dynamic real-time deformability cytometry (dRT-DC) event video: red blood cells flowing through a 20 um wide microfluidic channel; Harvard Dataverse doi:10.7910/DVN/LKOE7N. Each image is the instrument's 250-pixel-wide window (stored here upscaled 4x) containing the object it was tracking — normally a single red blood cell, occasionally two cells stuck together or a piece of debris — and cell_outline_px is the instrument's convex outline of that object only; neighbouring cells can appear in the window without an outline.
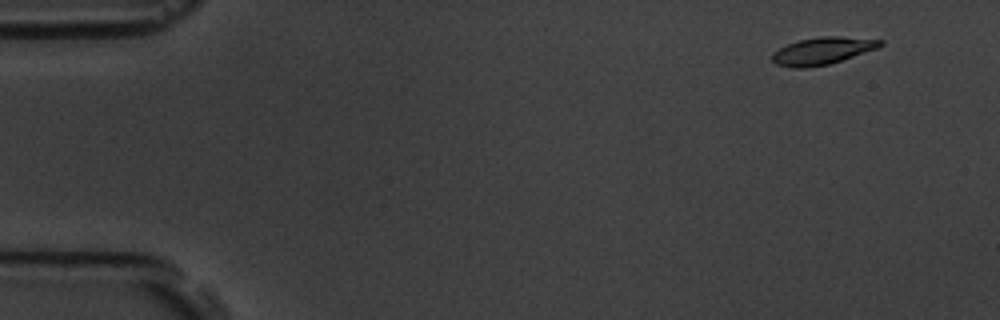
{"species": "common noctule bat (a hibernating species)", "species_latin": "Nyctalus noctula", "temperature_condition": "room temperature", "stored_images_in_passage": 6, "camera_frame_rate_fps": 3000, "um_per_image_px": 0.085, "animal": {"sex": "male", "body_mass_g": 19.5, "forearm_length_mm": 54.6}, "frame": {"image": 1, "passage_image": 2, "time_ms": 1.0, "image_size_px": [1000, 320], "cell_outline_px": [[884, 44], [876, 48], [828, 64], [804, 68], [792, 68], [776, 64], [772, 60], [772, 52], [788, 44], [800, 40], [820, 36], [840, 36], [884, 40]], "centroid_in_image_um": [69.88, 4.31], "position_along_channel_um": 15.1, "area_um2": 16.88}}
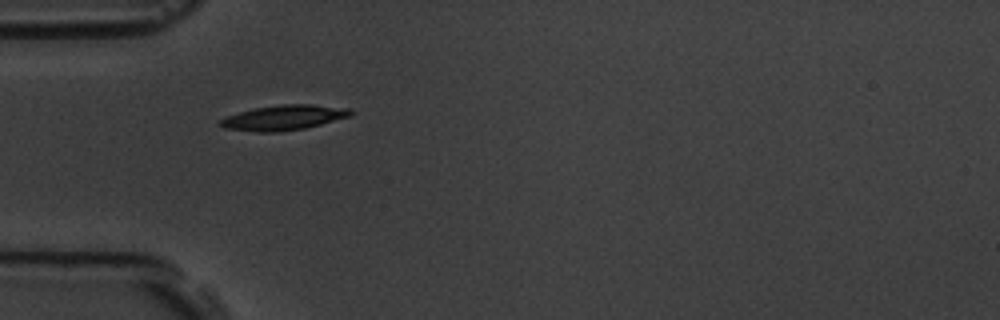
{"frame": {"image": 2, "passage_image": 5, "time_ms": 5.333, "image_size_px": [1000, 320], "cell_outline_px": [[356, 112], [352, 116], [304, 128], [280, 132], [256, 132], [224, 128], [216, 124], [220, 120], [228, 116], [240, 112], [256, 108], [280, 104], [312, 104], [352, 108]], "centroid_in_image_um": [24.17, 9.99], "position_along_channel_um": 60.8, "area_um2": 19.19}}
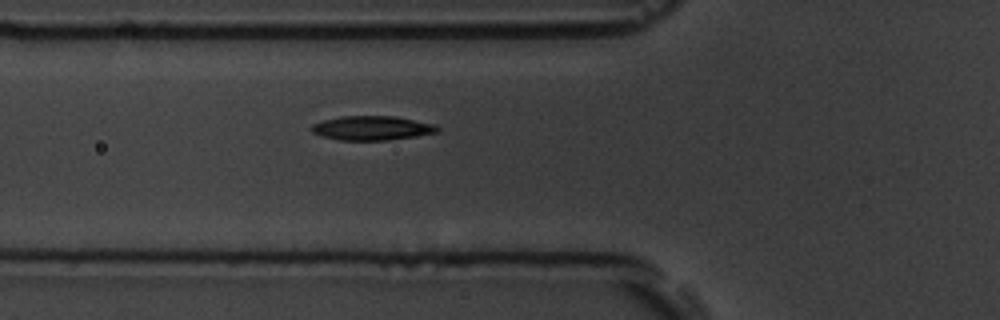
{"frame": {"image": 3, "passage_image": 6, "time_ms": 6.333, "image_size_px": [1000, 320], "cell_outline_px": [[440, 132], [416, 136], [388, 140], [340, 140], [320, 136], [312, 132], [312, 124], [324, 120], [340, 116], [396, 116], [436, 124], [440, 128]], "centroid_in_image_um": [31.66, 10.88], "position_along_channel_um": 94.1, "area_um2": 17.92}}